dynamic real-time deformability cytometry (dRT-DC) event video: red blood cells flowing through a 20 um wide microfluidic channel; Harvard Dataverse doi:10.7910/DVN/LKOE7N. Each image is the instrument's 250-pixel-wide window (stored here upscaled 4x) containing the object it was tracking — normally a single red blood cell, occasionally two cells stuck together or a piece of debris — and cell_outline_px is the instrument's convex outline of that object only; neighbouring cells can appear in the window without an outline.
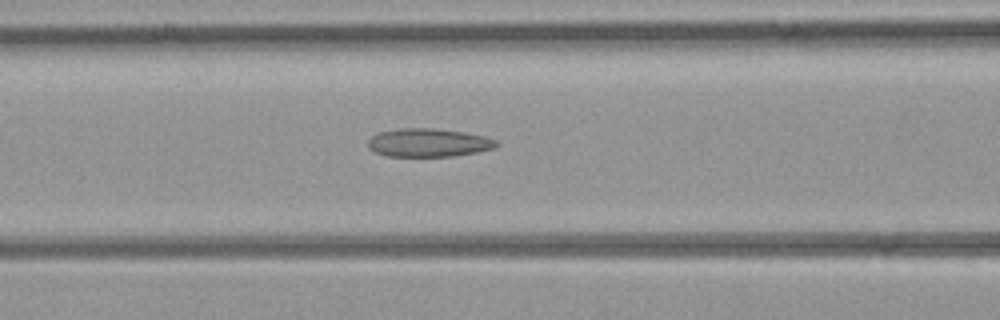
{"species": "common noctule bat (a hibernating species)", "species_latin": "Nyctalus noctula", "temperature_condition": "room temperature", "stored_images_in_passage": 24, "camera_frame_rate_fps": 3000, "um_per_image_px": 0.085, "animal": {"sex": "female", "body_mass_g": 21.9}, "frame": {"image": 1, "passage_image": 6, "time_ms": 1.667, "image_size_px": [1000, 320], "cell_outline_px": [[500, 144], [496, 148], [476, 152], [452, 156], [388, 156], [376, 152], [368, 148], [368, 140], [372, 136], [380, 132], [396, 128], [432, 128], [464, 132], [484, 136], [496, 140]], "centroid_in_image_um": [36.43, 12.12], "position_along_channel_um": 130.2, "area_um2": 21.21}}
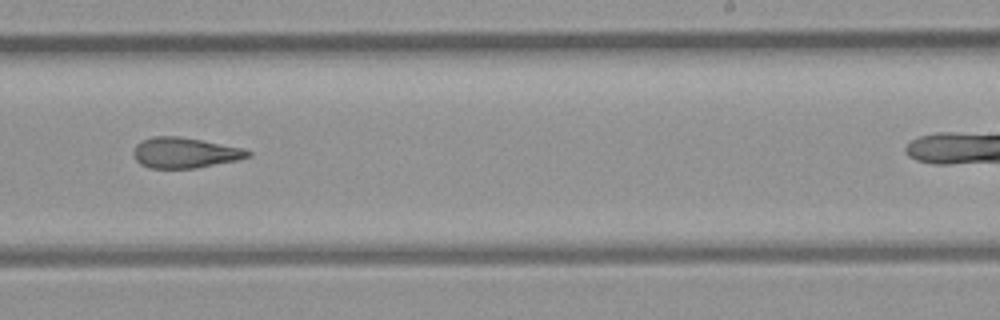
{"frame": {"image": 2, "passage_image": 15, "time_ms": 4.667, "image_size_px": [1000, 320], "cell_outline_px": [[252, 156], [236, 160], [196, 168], [148, 168], [140, 164], [136, 160], [132, 152], [136, 144], [140, 140], [152, 136], [180, 136], [244, 148], [252, 152]], "centroid_in_image_um": [15.68, 12.98], "position_along_channel_um": 273.3, "area_um2": 20.52}}
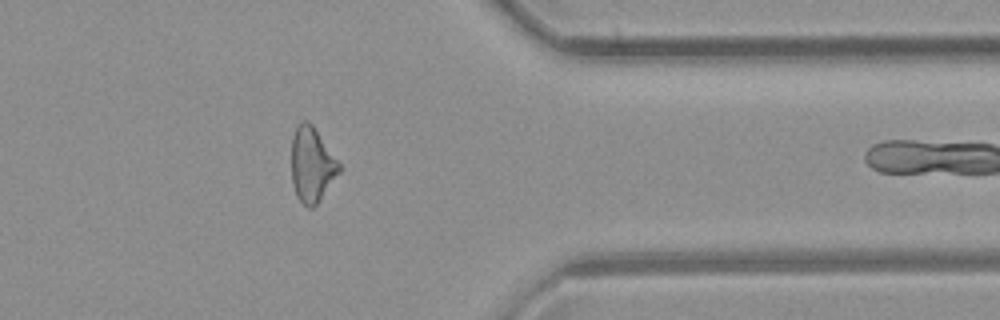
{"frame": {"image": 3, "passage_image": 23, "time_ms": 7.333, "image_size_px": [1000, 320], "cell_outline_px": [[344, 168], [316, 204], [312, 208], [308, 208], [296, 196], [292, 184], [292, 136], [300, 120], [308, 120], [312, 124]], "centroid_in_image_um": [26.53, 13.98], "position_along_channel_um": 384.9, "area_um2": 20.98}}